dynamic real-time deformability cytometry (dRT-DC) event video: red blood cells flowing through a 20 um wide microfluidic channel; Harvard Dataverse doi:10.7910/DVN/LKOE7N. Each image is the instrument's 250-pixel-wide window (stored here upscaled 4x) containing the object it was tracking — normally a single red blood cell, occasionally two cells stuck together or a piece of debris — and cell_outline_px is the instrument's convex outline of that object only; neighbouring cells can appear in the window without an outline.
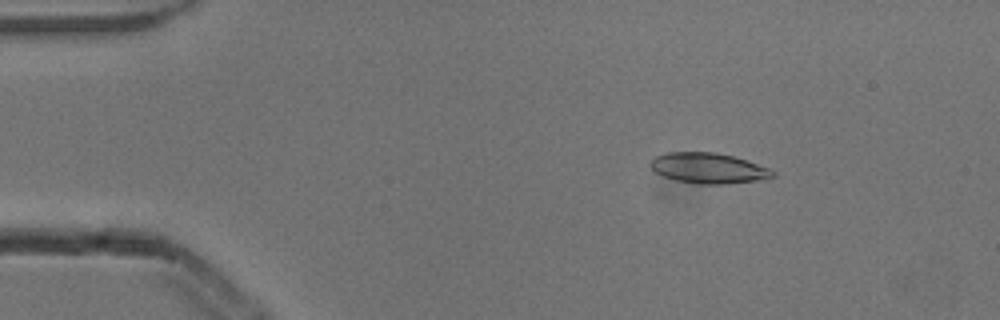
{"species": "common noctule bat (a hibernating species)", "species_latin": "Nyctalus noctula", "temperature_condition": "cold", "stored_images_in_passage": 5, "camera_frame_rate_fps": 3000, "um_per_image_px": 0.085, "animal": {"sex": "male", "body_mass_g": 13.3}, "frame": {"image": 1, "passage_image": 3, "time_ms": 0.667, "image_size_px": [1000, 320], "cell_outline_px": [[776, 176], [768, 180], [728, 184], [696, 184], [676, 180], [664, 176], [656, 172], [648, 164], [656, 156], [668, 152], [716, 152], [732, 156], [768, 168], [776, 172]], "centroid_in_image_um": [60.26, 14.31], "position_along_channel_um": 24.7, "area_um2": 21.85}}